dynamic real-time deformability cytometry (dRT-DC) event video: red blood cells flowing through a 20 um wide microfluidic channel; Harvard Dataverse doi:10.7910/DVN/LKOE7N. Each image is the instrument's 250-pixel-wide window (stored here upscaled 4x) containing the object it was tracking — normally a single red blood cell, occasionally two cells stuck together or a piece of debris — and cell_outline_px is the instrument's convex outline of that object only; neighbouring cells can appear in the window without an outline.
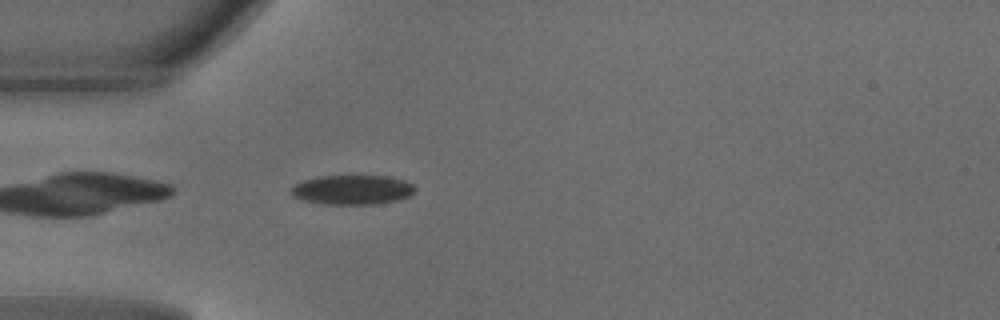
{"species": "common noctule bat (a hibernating species)", "species_latin": "Nyctalus noctula", "temperature_condition": "warm", "stored_images_in_passage": 35, "camera_frame_rate_fps": 3000, "um_per_image_px": 0.085, "animal": {"sex": "male", "body_mass_g": 18.8}, "frame": {"image": 1, "passage_image": 1, "time_ms": 0.0, "image_size_px": [1000, 320], "cell_outline_px": [[416, 188], [408, 196], [396, 200], [376, 204], [328, 204], [308, 200], [292, 196], [292, 188], [296, 184], [304, 180], [320, 176], [388, 176], [404, 180], [412, 184]], "centroid_in_image_um": [29.98, 16.12], "position_along_channel_um": 55.0, "area_um2": 20.87}}
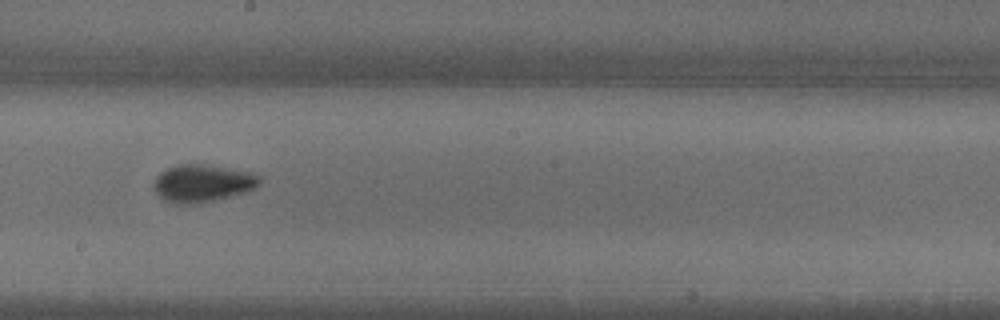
{"frame": {"image": 2, "passage_image": 14, "time_ms": 4.333, "image_size_px": [1000, 320], "cell_outline_px": [[260, 184], [256, 188], [244, 192], [216, 200], [192, 204], [176, 204], [164, 200], [152, 188], [152, 184], [156, 176], [160, 172], [168, 168], [180, 164], [200, 164], [252, 172], [260, 176]], "centroid_in_image_um": [17.19, 15.58], "position_along_channel_um": 231.0, "area_um2": 23.12}}
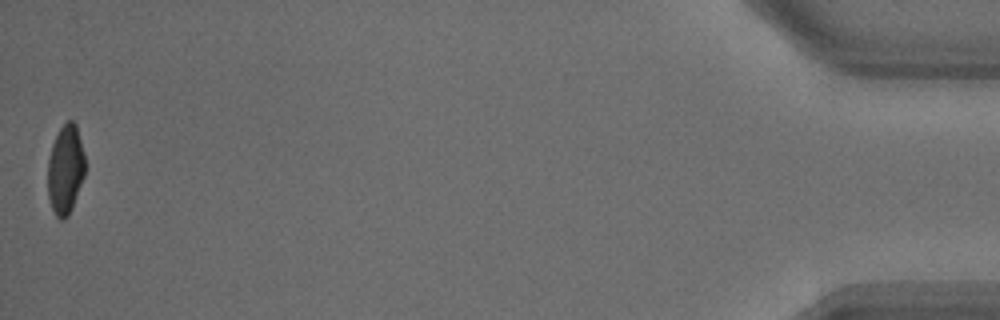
{"frame": {"image": 3, "passage_image": 35, "time_ms": 11.333, "image_size_px": [1000, 320], "cell_outline_px": [[84, 176], [72, 208], [68, 216], [64, 220], [60, 220], [56, 216], [52, 208], [48, 196], [48, 160], [52, 144], [60, 128], [68, 120], [72, 120], [76, 124], [84, 156]], "centroid_in_image_um": [5.55, 14.43], "position_along_channel_um": 429.6, "area_um2": 19.19}, "authors_computed_cell_mechanics": {"area_um2": 21.0392, "velocity_mm_per_s": 4.1755, "shape_relaxation_time_tau1_ms": 2.9116, "shape_relaxation_time_tau2_ms": 0.9308, "deformation_change_tau1": 0.1381, "deformation_change_tau2": 0.056}}